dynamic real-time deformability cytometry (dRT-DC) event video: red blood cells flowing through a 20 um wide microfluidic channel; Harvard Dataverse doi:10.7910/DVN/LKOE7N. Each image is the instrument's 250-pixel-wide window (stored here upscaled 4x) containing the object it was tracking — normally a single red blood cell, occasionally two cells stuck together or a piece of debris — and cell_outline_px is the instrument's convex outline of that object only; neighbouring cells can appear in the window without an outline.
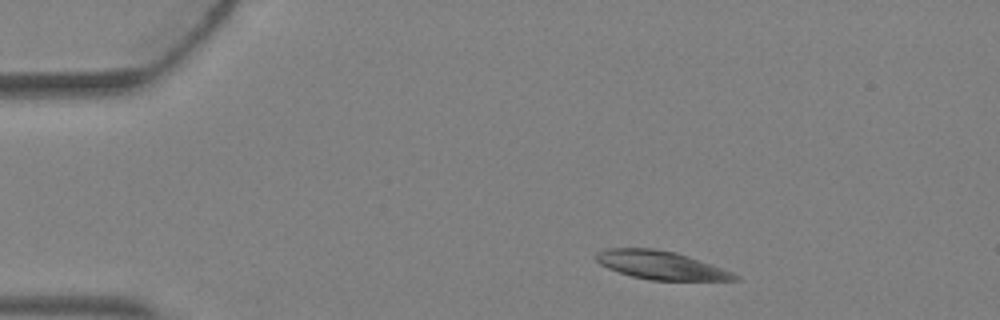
{"species": "Egyptian fruit bat (a non-hibernating species)", "species_latin": "Rousettus aegyptiacus", "temperature_condition": "warm", "stored_images_in_passage": 2, "camera_frame_rate_fps": 3000, "um_per_image_px": 0.085, "animal": {"sex": "female"}, "frame": {"image": 1, "passage_image": 1, "time_ms": 0.0, "image_size_px": [1000, 320], "cell_outline_px": [[740, 280], [648, 280], [632, 276], [608, 268], [600, 264], [596, 260], [596, 252], [608, 248], [652, 248], [676, 252], [688, 256], [732, 272], [740, 276]], "centroid_in_image_um": [56.16, 22.54], "position_along_channel_um": 28.8, "area_um2": 22.72}}